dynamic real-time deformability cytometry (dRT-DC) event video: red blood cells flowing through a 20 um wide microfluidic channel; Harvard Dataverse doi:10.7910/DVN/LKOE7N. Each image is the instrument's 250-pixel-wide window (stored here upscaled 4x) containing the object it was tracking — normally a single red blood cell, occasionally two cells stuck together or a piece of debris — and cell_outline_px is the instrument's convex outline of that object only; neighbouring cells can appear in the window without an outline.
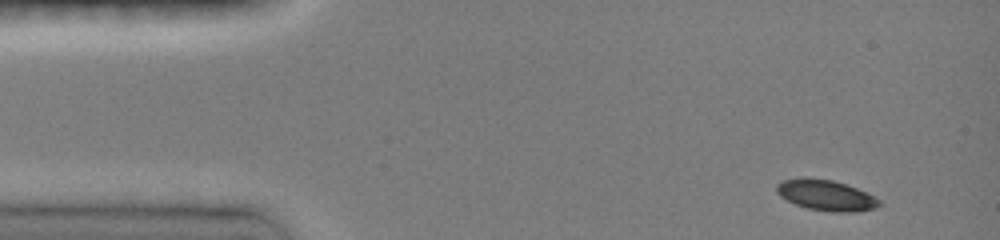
{"species": "common noctule bat (a hibernating species)", "species_latin": "Nyctalus noctula", "temperature_condition": "room temperature", "stored_images_in_passage": 30, "camera_frame_rate_fps": 3000, "um_per_image_px": 0.085, "animal": {"sex": "female", "body_mass_g": 19.0, "forearm_length_mm": 51.5}, "frame": {"image": 1, "passage_image": 1, "time_ms": 0.0, "image_size_px": [1000, 240], "cell_outline_px": [[884, 204], [876, 208], [860, 212], [832, 212], [808, 208], [796, 204], [780, 196], [776, 192], [776, 184], [780, 180], [800, 176], [808, 176], [832, 180], [856, 188], [880, 200]], "centroid_in_image_um": [70.18, 16.58], "position_along_channel_um": 14.8, "area_um2": 18.67}}
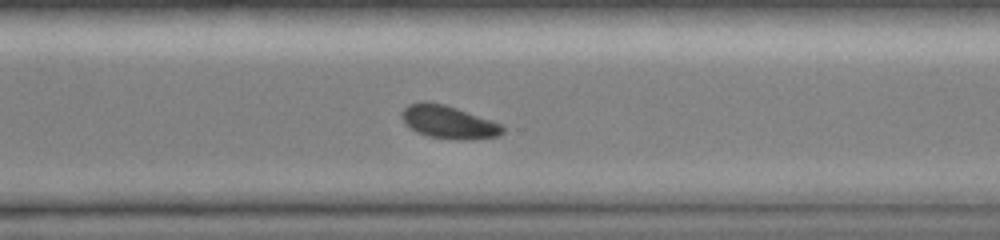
{"frame": {"image": 2, "passage_image": 25, "time_ms": 10.0, "image_size_px": [1000, 240], "cell_outline_px": [[504, 132], [500, 136], [460, 140], [428, 136], [416, 132], [400, 116], [404, 108], [408, 104], [420, 100], [428, 100], [444, 104], [492, 120], [500, 124], [504, 128]], "centroid_in_image_um": [38.11, 10.35], "position_along_channel_um": 332.5, "area_um2": 19.36}}
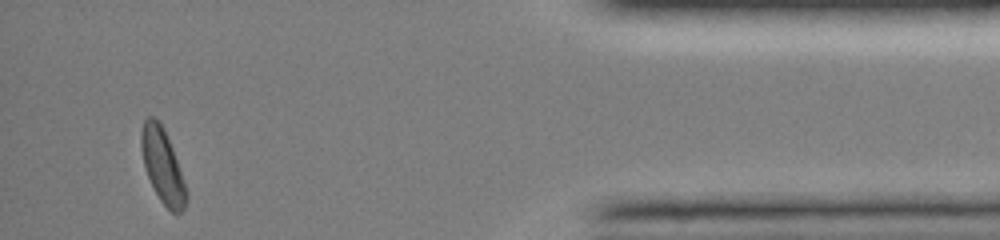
{"frame": {"image": 3, "passage_image": 30, "time_ms": 13.333, "image_size_px": [1000, 240], "cell_outline_px": [[188, 200], [184, 208], [180, 212], [172, 212], [160, 200], [144, 168], [140, 148], [140, 132], [144, 120], [148, 116], [152, 116], [164, 128], [172, 148], [188, 192]], "centroid_in_image_um": [13.8, 14.08], "position_along_channel_um": 421.4, "area_um2": 19.31}, "authors_computed_cell_mechanics": {"area_um2": 19.8543, "velocity_mm_per_s": 4.081, "shape_relaxation_time_tau1_ms": 2.0143, "shape_relaxation_time_tau2_ms": null, "deformation_change_tau1": 0.0833, "deformation_change_tau2": null}}